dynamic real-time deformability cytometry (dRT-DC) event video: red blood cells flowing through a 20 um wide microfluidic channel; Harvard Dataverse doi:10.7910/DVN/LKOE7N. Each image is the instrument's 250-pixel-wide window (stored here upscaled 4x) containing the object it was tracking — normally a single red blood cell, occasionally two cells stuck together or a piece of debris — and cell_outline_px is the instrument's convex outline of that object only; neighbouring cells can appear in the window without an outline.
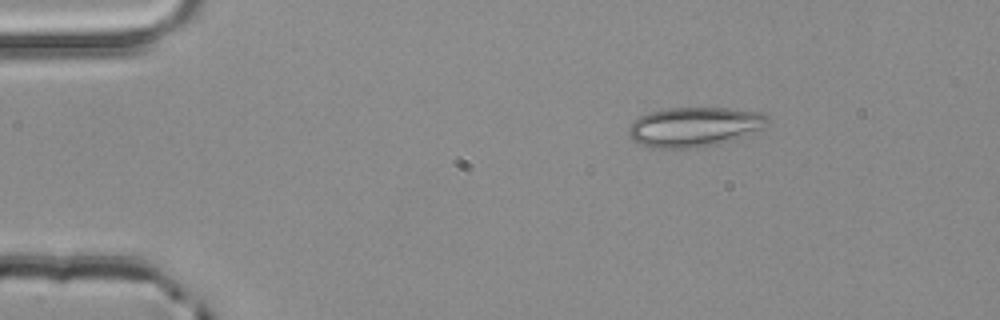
{"species": "common noctule bat (a hibernating species)", "species_latin": "Nyctalus noctula", "temperature_condition": "room temperature", "stored_images_in_passage": 2, "camera_frame_rate_fps": 3000, "um_per_image_px": 0.085, "animal": {"sex": "male", "body_mass_g": 20.4}, "frame": {"image": 1, "passage_image": 1, "time_ms": 0.0, "image_size_px": [1000, 320], "cell_outline_px": [[772, 120], [764, 128], [720, 144], [696, 148], [652, 148], [640, 144], [632, 140], [628, 132], [628, 128], [632, 120], [648, 112], [664, 108], [728, 108], [760, 112], [768, 116]], "centroid_in_image_um": [59.01, 10.78], "position_along_channel_um": 26.0, "area_um2": 32.48}}